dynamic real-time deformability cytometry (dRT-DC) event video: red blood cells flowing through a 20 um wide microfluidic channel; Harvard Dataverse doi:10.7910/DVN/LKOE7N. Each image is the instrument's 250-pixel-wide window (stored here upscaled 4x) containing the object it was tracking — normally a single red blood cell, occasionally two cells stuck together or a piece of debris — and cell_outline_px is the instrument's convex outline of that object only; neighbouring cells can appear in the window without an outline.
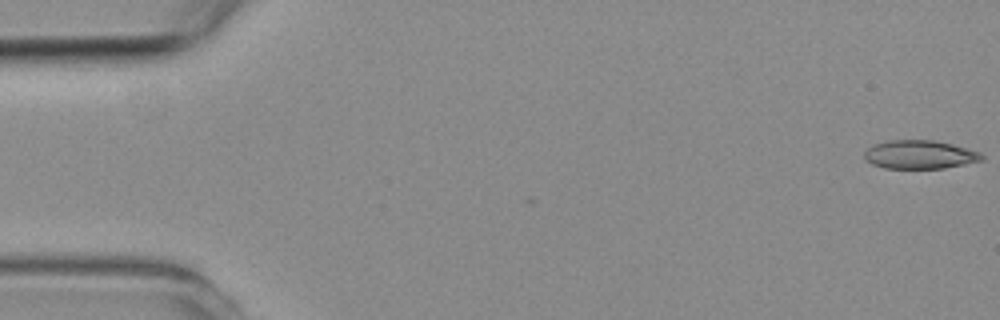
{"species": "common noctule bat (a hibernating species)", "species_latin": "Nyctalus noctula", "temperature_condition": "room temperature", "stored_images_in_passage": 6, "segment_of_instrument_passage": [2, 2], "camera_frame_rate_fps": 3000, "um_per_image_px": 0.085, "animal": {"sex": "female", "body_mass_g": 19.3, "forearm_length_mm": 54.1}, "frame": {"image": 1, "passage_image": 6, "time_ms": 6.0, "image_size_px": [1000, 320], "cell_outline_px": [[984, 160], [944, 168], [884, 168], [872, 164], [864, 160], [864, 152], [872, 144], [888, 140], [932, 140], [952, 144], [980, 152], [984, 156]], "centroid_in_image_um": [78.15, 13.14], "position_along_channel_um": 6.9, "area_um2": 19.59}}